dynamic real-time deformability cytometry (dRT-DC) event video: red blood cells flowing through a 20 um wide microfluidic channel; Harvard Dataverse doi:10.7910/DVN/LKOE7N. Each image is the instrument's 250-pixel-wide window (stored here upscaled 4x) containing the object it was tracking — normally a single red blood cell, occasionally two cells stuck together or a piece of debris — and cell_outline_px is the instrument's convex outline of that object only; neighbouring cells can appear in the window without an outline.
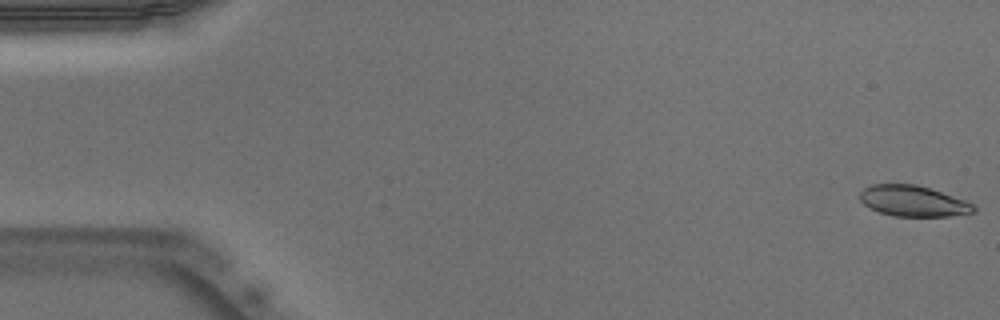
{"species": "Egyptian fruit bat (a non-hibernating species)", "species_latin": "Rousettus aegyptiacus", "temperature_condition": "warm", "stored_images_in_passage": 51, "camera_frame_rate_fps": 3000, "um_per_image_px": 0.085, "animal": {"sex": "male"}, "frame": {"image": 1, "passage_image": 1, "time_ms": 0.0, "image_size_px": [1000, 320], "cell_outline_px": [[976, 212], [948, 216], [896, 216], [880, 212], [868, 208], [860, 200], [860, 192], [864, 188], [872, 184], [916, 184], [964, 200], [972, 204], [976, 208]], "centroid_in_image_um": [77.58, 17.09], "position_along_channel_um": 7.4, "area_um2": 20.23}}
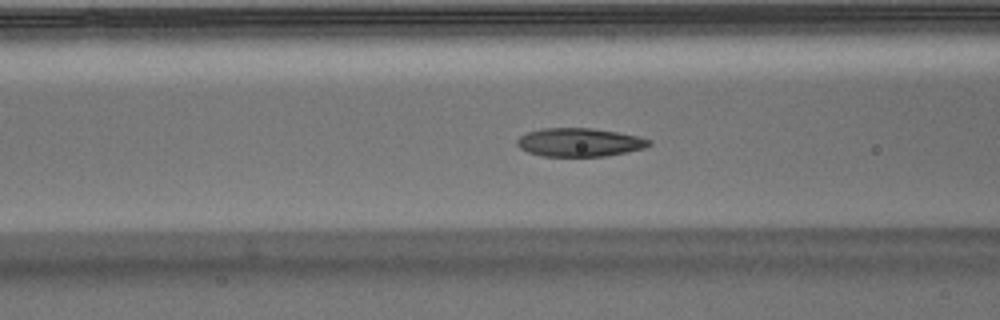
{"frame": {"image": 2, "passage_image": 20, "time_ms": 6.333, "image_size_px": [1000, 320], "cell_outline_px": [[652, 144], [644, 148], [604, 156], [540, 156], [528, 152], [520, 148], [516, 144], [516, 140], [520, 136], [528, 132], [540, 128], [592, 128], [616, 132], [636, 136], [652, 140]], "centroid_in_image_um": [49.22, 12.09], "position_along_channel_um": 117.4, "area_um2": 21.79}}
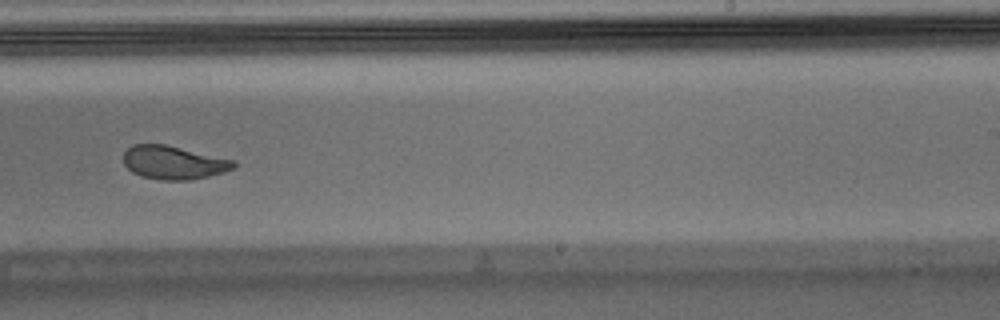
{"frame": {"image": 3, "passage_image": 32, "time_ms": 10.333, "image_size_px": [1000, 320], "cell_outline_px": [[236, 168], [224, 172], [208, 176], [188, 180], [160, 180], [140, 176], [132, 172], [124, 164], [124, 152], [132, 144], [164, 144], [236, 160]], "centroid_in_image_um": [14.77, 13.82], "position_along_channel_um": 274.2, "area_um2": 21.56}, "authors_computed_cell_mechanics": {"area_um2": 22.0796, "velocity_mm_per_s": 3.928, "shape_relaxation_time_tau1_ms": 4.8082, "shape_relaxation_time_tau2_ms": 1.4213, "deformation_change_tau1": 0.168, "deformation_change_tau2": 0.0678}}